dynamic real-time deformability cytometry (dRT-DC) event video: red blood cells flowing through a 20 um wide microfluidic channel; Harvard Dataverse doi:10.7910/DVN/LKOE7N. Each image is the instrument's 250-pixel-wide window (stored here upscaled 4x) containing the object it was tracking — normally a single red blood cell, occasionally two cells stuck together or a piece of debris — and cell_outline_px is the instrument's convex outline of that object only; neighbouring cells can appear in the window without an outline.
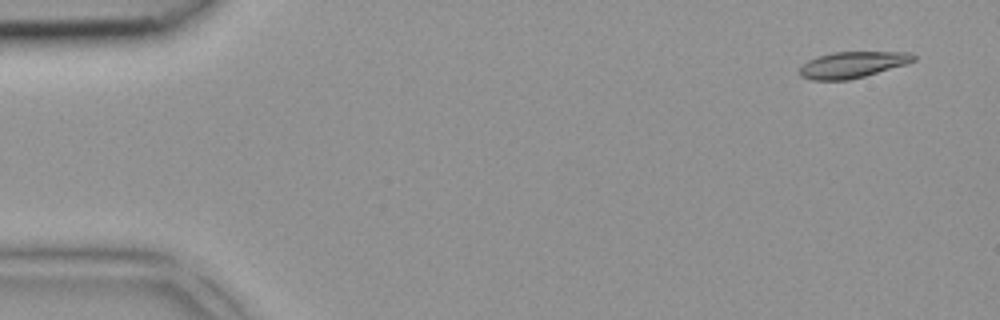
{"species": "common noctule bat (a hibernating species)", "species_latin": "Nyctalus noctula", "temperature_condition": "room temperature", "stored_images_in_passage": 2, "camera_frame_rate_fps": 3000, "um_per_image_px": 0.085, "animal": {"sex": "female", "body_mass_g": 18.4}, "frame": {"image": 1, "passage_image": 1, "time_ms": 0.0, "image_size_px": [1000, 320], "cell_outline_px": [[916, 60], [904, 64], [864, 76], [848, 80], [812, 80], [800, 76], [800, 68], [808, 60], [816, 56], [832, 52], [912, 52], [916, 56]], "centroid_in_image_um": [72.44, 5.49], "position_along_channel_um": 12.6, "area_um2": 17.28}}